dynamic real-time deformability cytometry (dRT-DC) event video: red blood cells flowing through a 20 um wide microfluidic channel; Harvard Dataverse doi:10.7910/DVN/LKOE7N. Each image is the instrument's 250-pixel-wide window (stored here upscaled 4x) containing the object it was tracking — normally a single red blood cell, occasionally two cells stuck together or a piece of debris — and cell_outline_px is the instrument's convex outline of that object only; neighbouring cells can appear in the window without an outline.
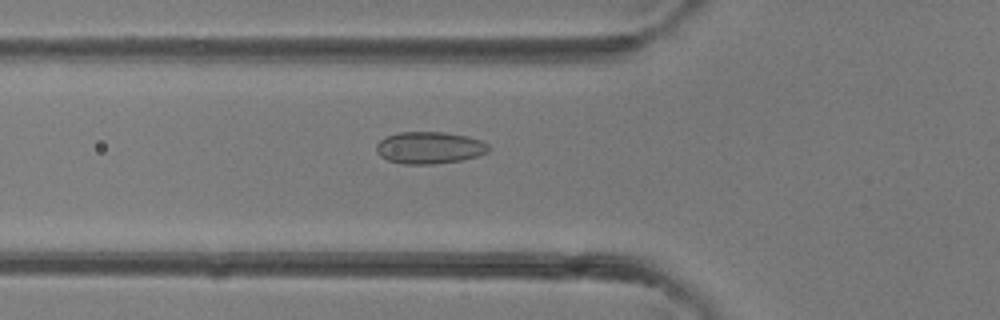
{"species": "common noctule bat (a hibernating species)", "species_latin": "Nyctalus noctula", "temperature_condition": "room temperature", "stored_images_in_passage": 35, "camera_frame_rate_fps": 3000, "um_per_image_px": 0.085, "animal": {"sex": "female"}, "frame": {"image": 1, "passage_image": 13, "time_ms": 4.0, "image_size_px": [1000, 320], "cell_outline_px": [[492, 148], [488, 152], [480, 156], [460, 160], [432, 164], [404, 164], [388, 160], [380, 156], [376, 152], [376, 144], [380, 140], [388, 136], [400, 132], [444, 132], [468, 136], [480, 140], [488, 144]], "centroid_in_image_um": [36.53, 12.56], "position_along_channel_um": 89.3, "area_um2": 21.04}}
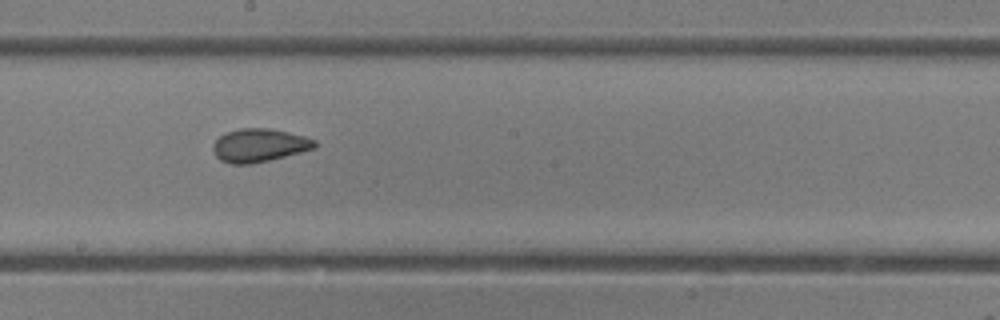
{"frame": {"image": 2, "passage_image": 21, "time_ms": 6.667, "image_size_px": [1000, 320], "cell_outline_px": [[316, 148], [252, 164], [232, 164], [220, 160], [216, 156], [212, 148], [212, 144], [224, 132], [240, 128], [268, 128], [288, 132], [304, 136], [316, 140]], "centroid_in_image_um": [22.01, 12.34], "position_along_channel_um": 226.2, "area_um2": 19.71}}
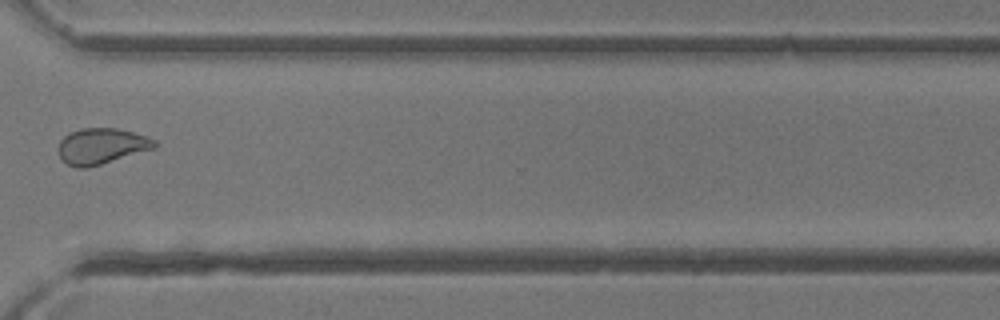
{"frame": {"image": 3, "passage_image": 29, "time_ms": 9.333, "image_size_px": [1000, 320], "cell_outline_px": [[156, 148], [88, 168], [76, 168], [68, 164], [60, 156], [60, 140], [68, 132], [80, 128], [116, 128], [132, 132], [156, 140]], "centroid_in_image_um": [8.63, 12.42], "position_along_channel_um": 362.0, "area_um2": 20.0}}